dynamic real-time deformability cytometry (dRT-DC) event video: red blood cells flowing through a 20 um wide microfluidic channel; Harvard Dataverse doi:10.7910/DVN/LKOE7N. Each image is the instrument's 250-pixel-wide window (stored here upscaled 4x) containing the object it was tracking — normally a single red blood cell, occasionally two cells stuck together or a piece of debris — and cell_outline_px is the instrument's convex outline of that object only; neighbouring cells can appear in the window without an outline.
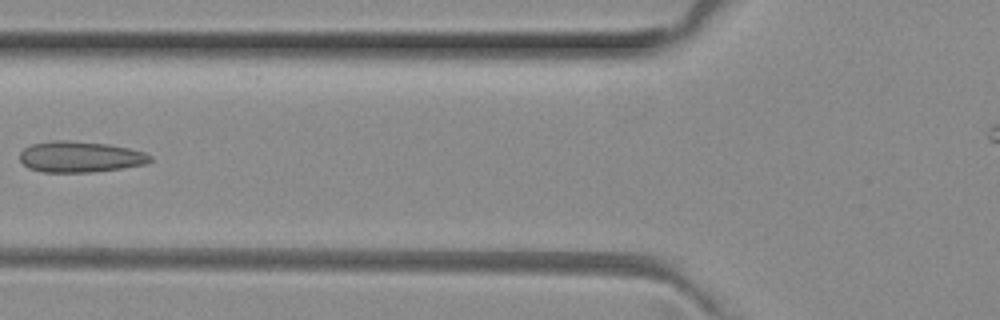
{"species": "common noctule bat (a hibernating species)", "species_latin": "Nyctalus noctula", "temperature_condition": "room temperature", "stored_images_in_passage": 5, "camera_frame_rate_fps": 3000, "um_per_image_px": 0.085, "animal": {"sex": "female", "body_mass_g": 29.2, "forearm_length_mm": 56.3}, "frame": {"image": 1, "passage_image": 4, "time_ms": 1.0, "image_size_px": [1000, 320], "cell_outline_px": [[152, 160], [148, 164], [120, 168], [88, 172], [40, 172], [28, 168], [20, 160], [20, 152], [24, 148], [32, 144], [52, 140], [68, 140], [108, 144], [128, 148], [144, 152], [152, 156]], "centroid_in_image_um": [6.8, 13.32], "position_along_channel_um": 119.0, "area_um2": 23.58}}
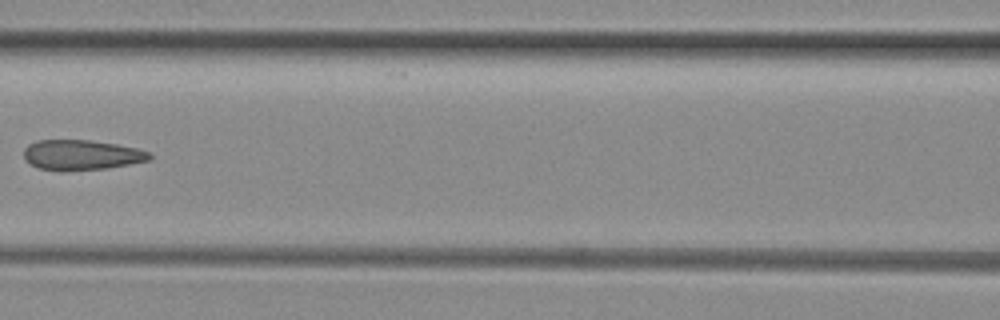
{"frame": {"image": 2, "passage_image": 5, "time_ms": 1.333, "image_size_px": [1000, 320], "cell_outline_px": [[152, 160], [108, 168], [68, 172], [60, 172], [36, 168], [24, 160], [24, 148], [28, 144], [36, 140], [88, 140], [116, 144], [136, 148], [152, 152]], "centroid_in_image_um": [6.91, 13.19], "position_along_channel_um": 159.7, "area_um2": 22.72}}